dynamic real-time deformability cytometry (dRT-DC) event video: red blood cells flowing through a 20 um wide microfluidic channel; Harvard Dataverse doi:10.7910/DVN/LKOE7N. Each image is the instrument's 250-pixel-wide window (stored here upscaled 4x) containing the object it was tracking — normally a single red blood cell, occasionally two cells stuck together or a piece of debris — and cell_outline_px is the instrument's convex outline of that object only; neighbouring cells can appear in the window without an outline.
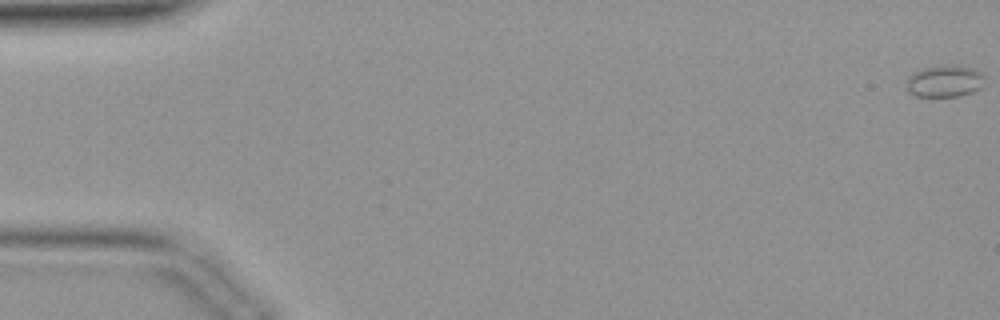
{"species": "common noctule bat (a hibernating species)", "species_latin": "Nyctalus noctula", "temperature_condition": "warm", "stored_images_in_passage": 43, "camera_frame_rate_fps": 3000, "um_per_image_px": 0.085, "animal": {"sex": "female", "body_mass_g": 19.9}, "frame": {"image": 1, "passage_image": 1, "time_ms": 0.0, "image_size_px": [1000, 320], "cell_outline_px": [[984, 76], [980, 88], [972, 92], [960, 96], [916, 96], [908, 92], [908, 76], [924, 68], [944, 64], [972, 68], [980, 72]], "centroid_in_image_um": [80.3, 6.9], "position_along_channel_um": 4.7, "area_um2": 14.28}}
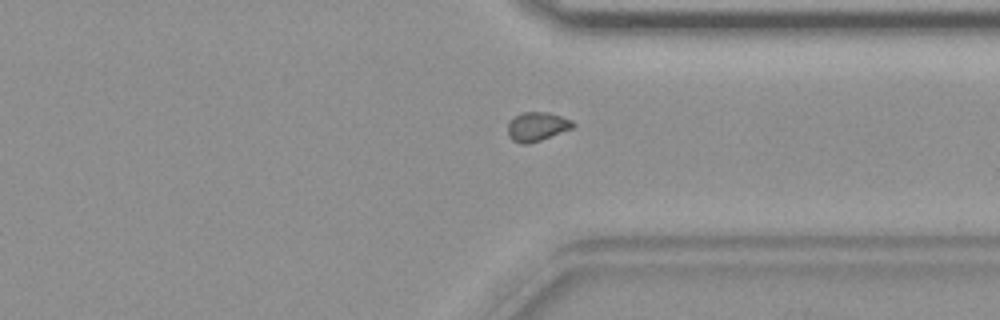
{"frame": {"image": 2, "passage_image": 33, "time_ms": 10.667, "image_size_px": [1000, 320], "cell_outline_px": [[576, 124], [572, 128], [540, 140], [528, 144], [520, 144], [512, 140], [508, 136], [508, 120], [524, 112], [548, 112], [572, 120]], "centroid_in_image_um": [45.62, 10.76], "position_along_channel_um": 365.8, "area_um2": 10.98}}
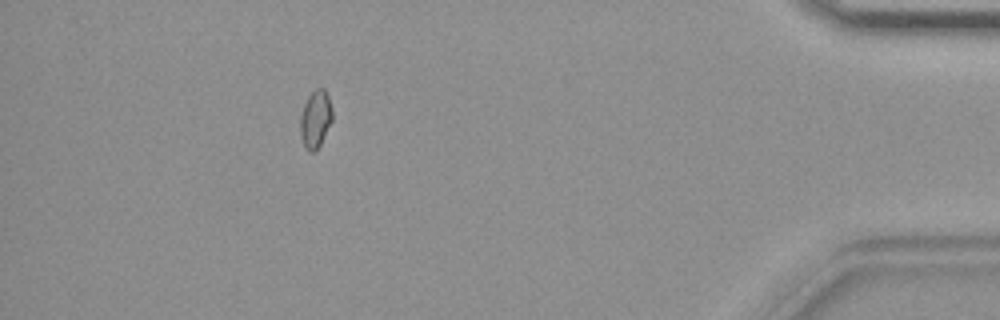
{"frame": {"image": 3, "passage_image": 39, "time_ms": 12.667, "image_size_px": [1000, 320], "cell_outline_px": [[332, 120], [316, 152], [308, 152], [304, 148], [300, 136], [300, 116], [304, 104], [308, 96], [316, 88], [324, 88], [328, 96], [332, 108]], "centroid_in_image_um": [26.8, 10.15], "position_along_channel_um": 408.4, "area_um2": 10.87}}